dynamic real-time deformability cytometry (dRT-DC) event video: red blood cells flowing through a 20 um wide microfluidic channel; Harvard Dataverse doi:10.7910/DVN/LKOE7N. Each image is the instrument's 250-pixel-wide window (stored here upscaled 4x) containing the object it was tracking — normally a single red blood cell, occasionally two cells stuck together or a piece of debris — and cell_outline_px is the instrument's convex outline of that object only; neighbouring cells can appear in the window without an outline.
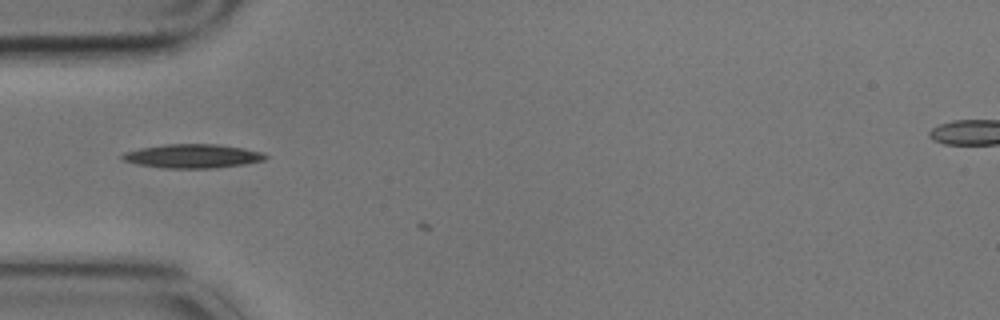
{"species": "common noctule bat (a hibernating species)", "species_latin": "Nyctalus noctula", "temperature_condition": "cold", "stored_images_in_passage": 8, "camera_frame_rate_fps": 3000, "um_per_image_px": 0.085, "animal": {"sex": "male", "body_mass_g": 17.9}, "frame": {"image": 1, "passage_image": 4, "time_ms": 1.0, "image_size_px": [1000, 320], "cell_outline_px": [[268, 156], [264, 160], [244, 164], [212, 168], [164, 168], [140, 164], [120, 160], [120, 156], [124, 152], [140, 148], [164, 144], [216, 144], [244, 148], [264, 152]], "centroid_in_image_um": [16.36, 13.26], "position_along_channel_um": 68.6, "area_um2": 19.94}}
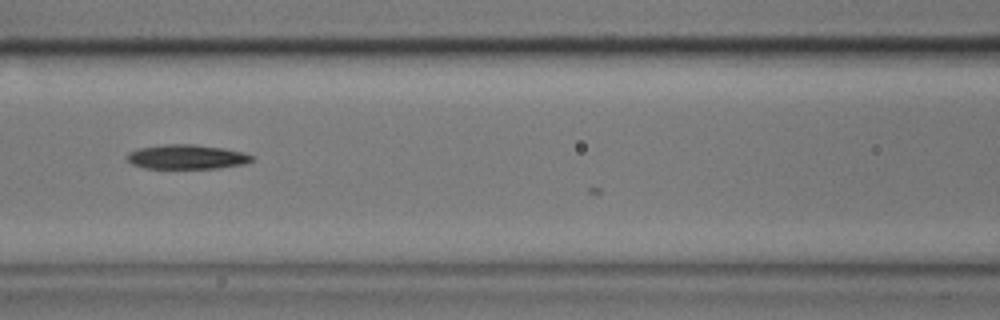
{"frame": {"image": 2, "passage_image": 6, "time_ms": 1.667, "image_size_px": [1000, 320], "cell_outline_px": [[252, 160], [244, 164], [220, 168], [144, 168], [132, 164], [124, 156], [128, 152], [140, 148], [164, 144], [196, 144], [224, 148], [244, 152], [252, 156]], "centroid_in_image_um": [15.85, 13.33], "position_along_channel_um": 150.7, "area_um2": 17.86}}